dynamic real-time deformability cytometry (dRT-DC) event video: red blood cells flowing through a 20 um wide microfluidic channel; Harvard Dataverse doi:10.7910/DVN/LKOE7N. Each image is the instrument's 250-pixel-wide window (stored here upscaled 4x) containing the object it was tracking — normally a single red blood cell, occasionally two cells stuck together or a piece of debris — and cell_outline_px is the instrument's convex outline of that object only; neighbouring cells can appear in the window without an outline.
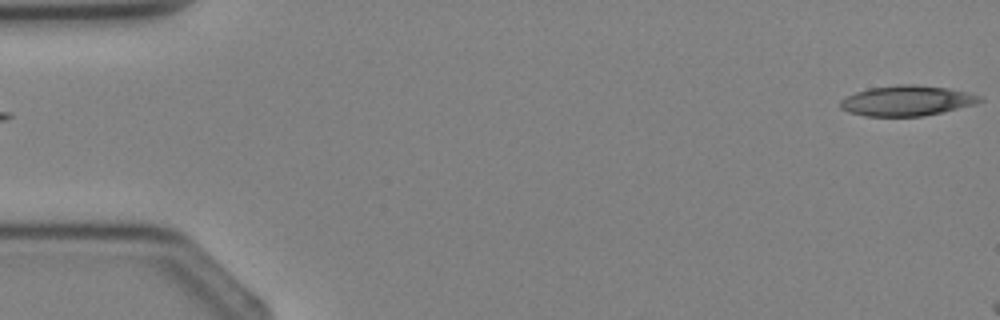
{"species": "Egyptian fruit bat (a non-hibernating species)", "species_latin": "Rousettus aegyptiacus", "temperature_condition": "cold", "stored_images_in_passage": 3, "segment_of_instrument_passage": [2, 2], "camera_frame_rate_fps": 3000, "um_per_image_px": 0.085, "animal": {"sex": "female"}, "frame": {"image": 1, "passage_image": 3, "time_ms": 2.333, "image_size_px": [1000, 320], "cell_outline_px": [[984, 100], [976, 104], [924, 116], [864, 116], [848, 112], [840, 108], [840, 100], [856, 92], [868, 88], [896, 84], [916, 84], [948, 88], [968, 92], [980, 96]], "centroid_in_image_um": [77.08, 8.55], "position_along_channel_um": 7.9, "area_um2": 24.74}}